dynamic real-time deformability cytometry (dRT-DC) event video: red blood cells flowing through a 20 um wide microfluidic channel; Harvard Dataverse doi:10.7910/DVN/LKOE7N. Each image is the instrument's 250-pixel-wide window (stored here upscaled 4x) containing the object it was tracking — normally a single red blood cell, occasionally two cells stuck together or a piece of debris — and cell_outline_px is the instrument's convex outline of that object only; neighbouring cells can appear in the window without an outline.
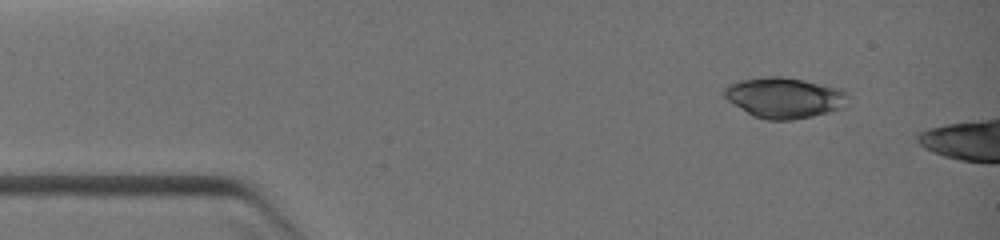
{"species": "common noctule bat (a hibernating species)", "species_latin": "Nyctalus noctula", "temperature_condition": "warm", "stored_images_in_passage": 4, "camera_frame_rate_fps": 3000, "um_per_image_px": 0.085, "animal": {"sex": "female", "body_mass_g": 19.0, "forearm_length_mm": 51.5}, "frame": {"image": 1, "passage_image": 1, "time_ms": 0.0, "image_size_px": [1000, 240], "cell_outline_px": [[848, 96], [844, 108], [812, 116], [792, 120], [768, 120], [752, 116], [728, 100], [724, 96], [724, 88], [728, 84], [740, 80], [760, 76], [780, 76], [804, 80], [840, 88], [848, 92]], "centroid_in_image_um": [66.67, 8.3], "position_along_channel_um": 18.3, "area_um2": 29.48}}